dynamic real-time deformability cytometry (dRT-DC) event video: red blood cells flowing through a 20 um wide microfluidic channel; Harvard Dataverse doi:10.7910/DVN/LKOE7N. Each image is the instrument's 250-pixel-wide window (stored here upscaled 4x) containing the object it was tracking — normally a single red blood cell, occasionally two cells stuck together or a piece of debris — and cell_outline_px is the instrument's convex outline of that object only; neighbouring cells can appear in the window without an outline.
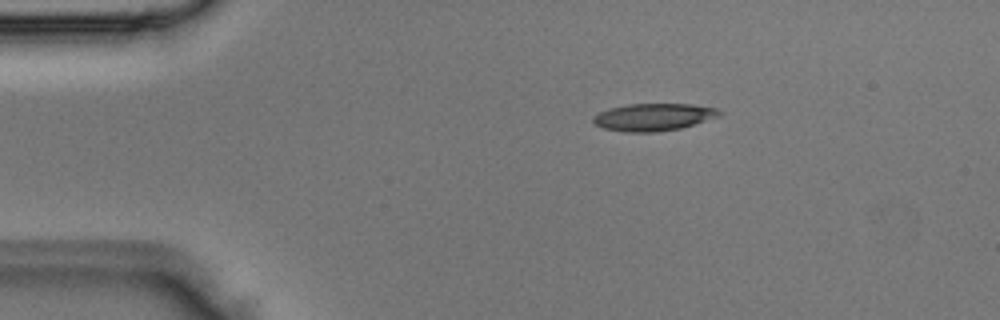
{"species": "Egyptian fruit bat (a non-hibernating species)", "species_latin": "Rousettus aegyptiacus", "temperature_condition": "room temperature", "stored_images_in_passage": 4, "camera_frame_rate_fps": 3000, "um_per_image_px": 0.085, "animal": {"sex": "male"}, "frame": {"image": 1, "passage_image": 2, "time_ms": 0.333, "image_size_px": [1000, 320], "cell_outline_px": [[720, 116], [680, 128], [656, 132], [628, 132], [604, 128], [596, 124], [592, 120], [592, 116], [600, 112], [612, 108], [628, 104], [692, 104], [716, 108], [720, 112]], "centroid_in_image_um": [55.54, 9.95], "position_along_channel_um": 29.5, "area_um2": 19.83}}